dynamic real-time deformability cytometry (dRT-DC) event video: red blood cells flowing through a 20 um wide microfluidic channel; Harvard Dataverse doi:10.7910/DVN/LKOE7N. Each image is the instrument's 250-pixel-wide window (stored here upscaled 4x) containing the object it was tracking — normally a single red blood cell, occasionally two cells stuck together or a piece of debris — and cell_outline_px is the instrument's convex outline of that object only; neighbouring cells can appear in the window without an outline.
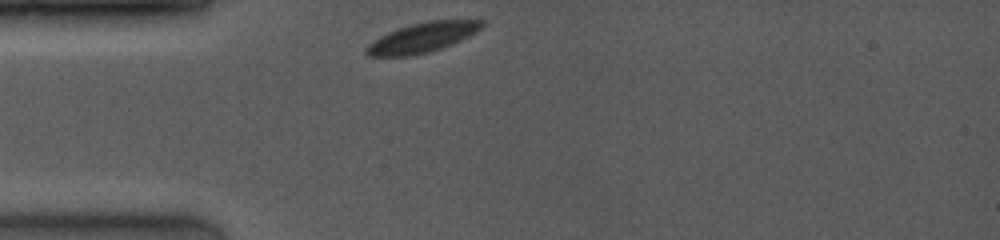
{"species": "common noctule bat (a hibernating species)", "species_latin": "Nyctalus noctula", "temperature_condition": "room temperature", "stored_images_in_passage": 1, "camera_frame_rate_fps": 4000, "um_per_image_px": 0.085, "animal": {"sex": "female", "body_mass_g": 19.0, "forearm_length_mm": 53.3}, "frame": {"image": 1, "passage_image": 1, "time_ms": 0.0, "image_size_px": [1000, 240], "cell_outline_px": [[484, 24], [476, 32], [460, 40], [440, 48], [428, 52], [412, 56], [368, 56], [364, 52], [364, 48], [368, 44], [380, 36], [396, 28], [428, 20], [484, 20]], "centroid_in_image_um": [35.85, 3.19], "position_along_channel_um": 49.1, "area_um2": 19.94}}